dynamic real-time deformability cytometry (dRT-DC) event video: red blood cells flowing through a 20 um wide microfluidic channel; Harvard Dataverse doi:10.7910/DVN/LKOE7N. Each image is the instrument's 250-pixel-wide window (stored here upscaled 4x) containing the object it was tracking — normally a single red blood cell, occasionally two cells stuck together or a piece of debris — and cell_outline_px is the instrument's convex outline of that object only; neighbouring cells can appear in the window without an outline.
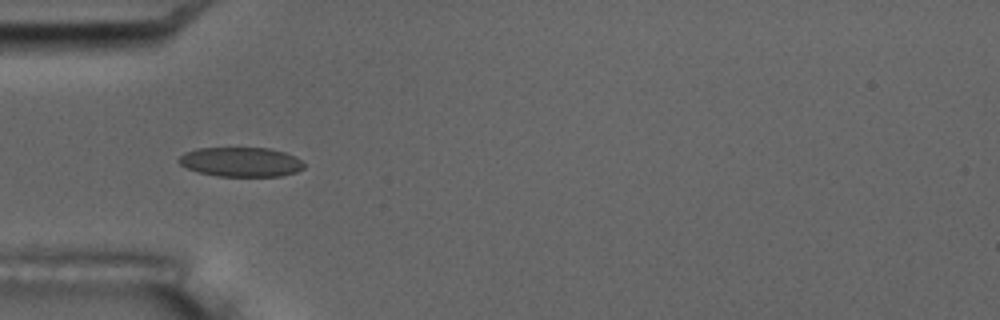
{"species": "common noctule bat (a hibernating species)", "species_latin": "Nyctalus noctula", "temperature_condition": "room temperature", "stored_images_in_passage": 7, "camera_frame_rate_fps": 3000, "um_per_image_px": 0.085, "animal": {"sex": "male", "body_mass_g": 17.5, "forearm_length_mm": 52.3}, "frame": {"image": 1, "passage_image": 6, "time_ms": 5.667, "image_size_px": [1000, 320], "cell_outline_px": [[304, 168], [296, 172], [280, 176], [216, 176], [200, 172], [188, 168], [180, 164], [176, 160], [184, 152], [196, 148], [268, 148], [284, 152], [296, 156], [304, 164]], "centroid_in_image_um": [20.47, 13.76], "position_along_channel_um": 64.5, "area_um2": 21.5}}